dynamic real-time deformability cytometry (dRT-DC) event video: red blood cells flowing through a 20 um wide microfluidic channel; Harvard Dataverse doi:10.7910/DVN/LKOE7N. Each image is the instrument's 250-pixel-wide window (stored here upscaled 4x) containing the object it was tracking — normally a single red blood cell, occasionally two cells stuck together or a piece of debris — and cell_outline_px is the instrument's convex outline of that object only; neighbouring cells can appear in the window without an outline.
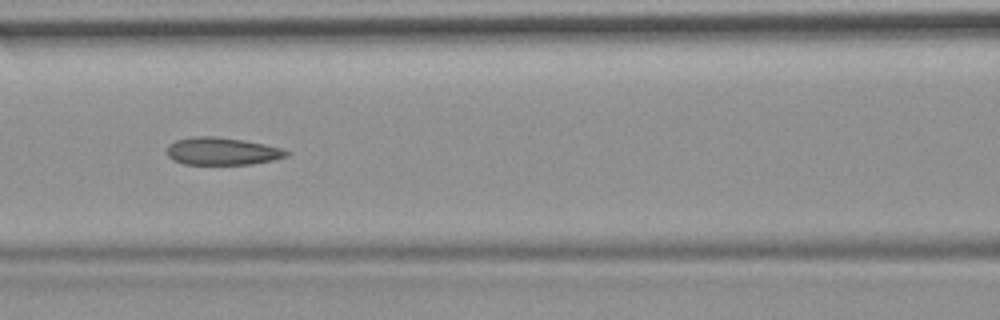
{"species": "common noctule bat (a hibernating species)", "species_latin": "Nyctalus noctula", "temperature_condition": "room temperature", "stored_images_in_passage": 15, "camera_frame_rate_fps": 3000, "um_per_image_px": 0.085, "animal": {"sex": "female", "body_mass_g": 19.9}, "frame": {"image": 1, "passage_image": 7, "time_ms": 7.667, "image_size_px": [1000, 320], "cell_outline_px": [[292, 152], [288, 156], [272, 160], [252, 164], [184, 164], [172, 160], [168, 156], [168, 144], [176, 140], [196, 136], [216, 136], [244, 140], [284, 148]], "centroid_in_image_um": [18.91, 12.85], "position_along_channel_um": 147.7, "area_um2": 19.31}, "authors_computed_cell_mechanics": {"area_um2": 19.7098, "velocity_mm_per_s": 3.6925, "shape_relaxation_time_tau1_ms": null, "shape_relaxation_time_tau2_ms": 2.5074, "deformation_change_tau1": null, "deformation_change_tau2": 0.069}}